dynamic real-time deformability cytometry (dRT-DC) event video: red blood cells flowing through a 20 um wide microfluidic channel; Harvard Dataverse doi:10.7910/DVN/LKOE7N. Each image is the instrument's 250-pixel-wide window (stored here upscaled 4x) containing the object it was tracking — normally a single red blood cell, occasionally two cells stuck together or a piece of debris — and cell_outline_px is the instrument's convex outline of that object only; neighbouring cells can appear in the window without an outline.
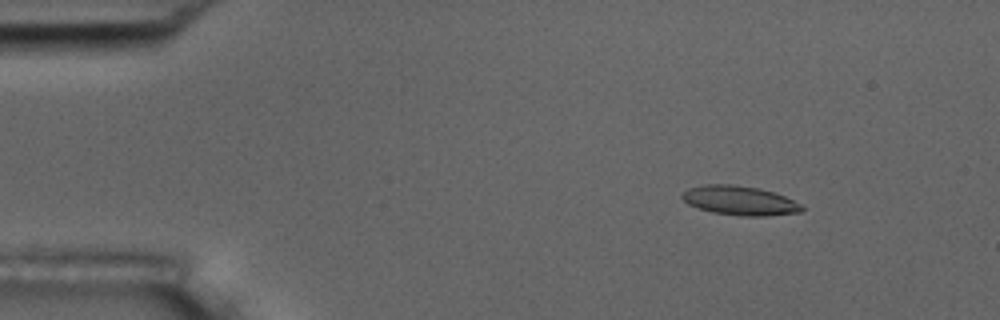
{"species": "common noctule bat (a hibernating species)", "species_latin": "Nyctalus noctula", "temperature_condition": "room temperature", "stored_images_in_passage": 55, "camera_frame_rate_fps": 3000, "um_per_image_px": 0.085, "animal": {"sex": "male", "body_mass_g": 17.5, "forearm_length_mm": 52.3}, "frame": {"image": 1, "passage_image": 7, "time_ms": 2.0, "image_size_px": [1000, 320], "cell_outline_px": [[804, 208], [800, 212], [764, 216], [740, 216], [712, 212], [688, 204], [680, 196], [688, 188], [704, 184], [732, 184], [760, 188], [784, 196], [800, 204]], "centroid_in_image_um": [62.85, 17.04], "position_along_channel_um": 22.1, "area_um2": 20.29}}
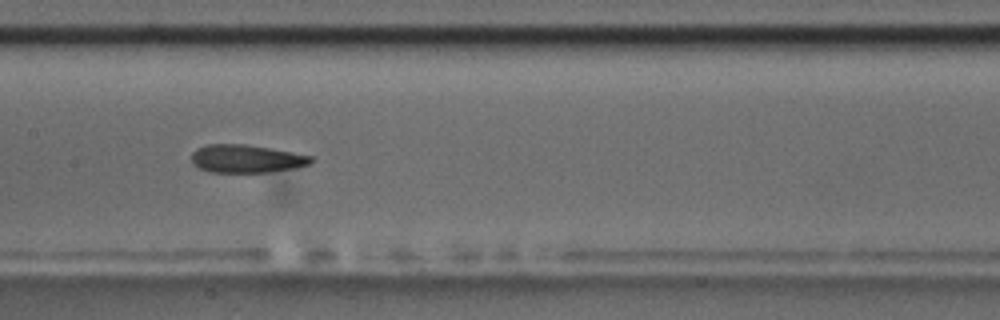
{"frame": {"image": 2, "passage_image": 27, "time_ms": 8.667, "image_size_px": [1000, 320], "cell_outline_px": [[316, 160], [312, 164], [292, 168], [268, 172], [212, 172], [200, 168], [192, 164], [192, 152], [196, 148], [208, 144], [244, 144], [292, 152], [312, 156]], "centroid_in_image_um": [20.95, 13.49], "position_along_channel_um": 186.5, "area_um2": 19.48}}
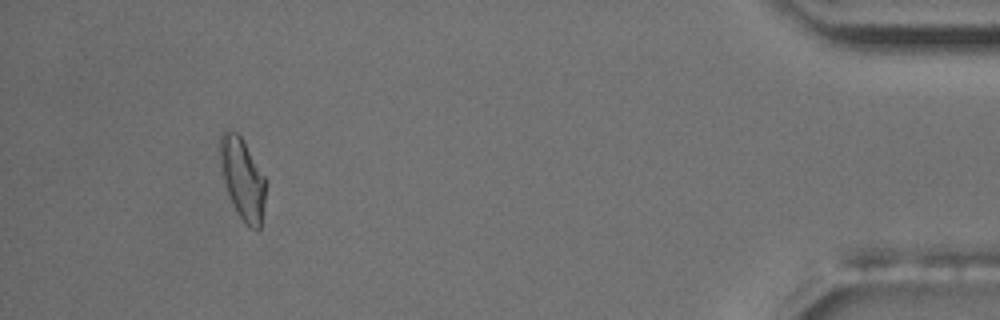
{"frame": {"image": 3, "passage_image": 51, "time_ms": 16.667, "image_size_px": [1000, 320], "cell_outline_px": [[264, 204], [260, 228], [248, 228], [240, 216], [224, 184], [220, 164], [220, 136], [224, 128], [228, 128], [236, 132], [240, 136], [264, 176]], "centroid_in_image_um": [20.58, 15.15], "position_along_channel_um": 414.6, "area_um2": 21.04}, "authors_computed_cell_mechanics": {"area_um2": 20.23, "velocity_mm_per_s": 3.6604, "shape_relaxation_time_tau1_ms": 5.2654, "shape_relaxation_time_tau2_ms": 4.1342, "deformation_change_tau1": 0.1488, "deformation_change_tau2": 0.1221}}